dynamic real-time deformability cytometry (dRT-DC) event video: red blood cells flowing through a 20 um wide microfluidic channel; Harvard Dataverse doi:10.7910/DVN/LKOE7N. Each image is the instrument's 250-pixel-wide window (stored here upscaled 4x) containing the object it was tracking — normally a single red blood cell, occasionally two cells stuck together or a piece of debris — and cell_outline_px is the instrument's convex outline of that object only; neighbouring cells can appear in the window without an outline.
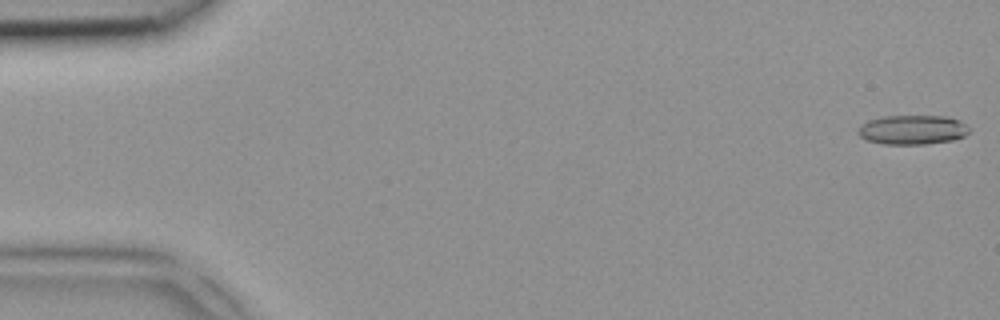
{"species": "common noctule bat (a hibernating species)", "species_latin": "Nyctalus noctula", "temperature_condition": "room temperature", "stored_images_in_passage": 6, "camera_frame_rate_fps": 3000, "um_per_image_px": 0.085, "animal": {"sex": "female", "body_mass_g": 18.4}, "frame": {"image": 1, "passage_image": 1, "time_ms": 0.0, "image_size_px": [1000, 320], "cell_outline_px": [[972, 128], [964, 136], [952, 140], [924, 144], [884, 144], [868, 140], [860, 136], [856, 132], [860, 124], [868, 120], [884, 116], [944, 116], [960, 120]], "centroid_in_image_um": [77.56, 11.02], "position_along_channel_um": 7.4, "area_um2": 19.13}}